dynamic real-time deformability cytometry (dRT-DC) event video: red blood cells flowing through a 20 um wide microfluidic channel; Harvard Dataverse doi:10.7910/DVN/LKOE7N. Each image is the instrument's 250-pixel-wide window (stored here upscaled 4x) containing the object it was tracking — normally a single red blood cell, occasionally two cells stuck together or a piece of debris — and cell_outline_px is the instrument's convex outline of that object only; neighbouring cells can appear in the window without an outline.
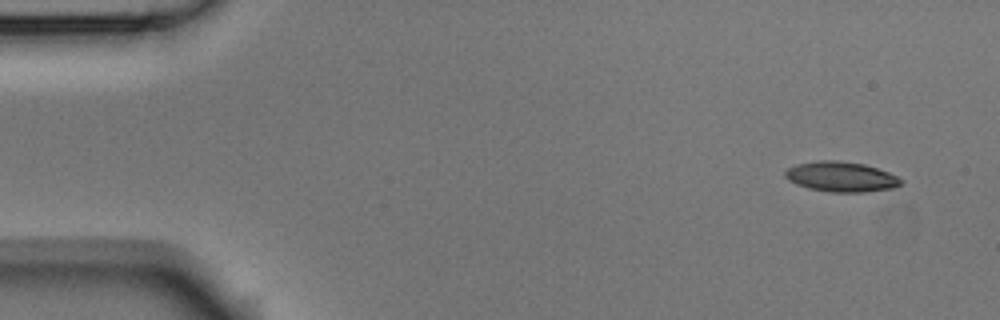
{"species": "Egyptian fruit bat (a non-hibernating species)", "species_latin": "Rousettus aegyptiacus", "temperature_condition": "room temperature", "stored_images_in_passage": 3, "camera_frame_rate_fps": 3000, "um_per_image_px": 0.085, "animal": {"sex": "male"}, "frame": {"image": 1, "passage_image": 1, "time_ms": 0.0, "image_size_px": [1000, 320], "cell_outline_px": [[904, 184], [896, 188], [864, 192], [828, 192], [808, 188], [796, 184], [788, 180], [784, 176], [784, 172], [788, 168], [796, 164], [820, 160], [836, 160], [864, 164], [888, 172], [904, 180]], "centroid_in_image_um": [71.51, 15.03], "position_along_channel_um": 13.5, "area_um2": 20.52}}